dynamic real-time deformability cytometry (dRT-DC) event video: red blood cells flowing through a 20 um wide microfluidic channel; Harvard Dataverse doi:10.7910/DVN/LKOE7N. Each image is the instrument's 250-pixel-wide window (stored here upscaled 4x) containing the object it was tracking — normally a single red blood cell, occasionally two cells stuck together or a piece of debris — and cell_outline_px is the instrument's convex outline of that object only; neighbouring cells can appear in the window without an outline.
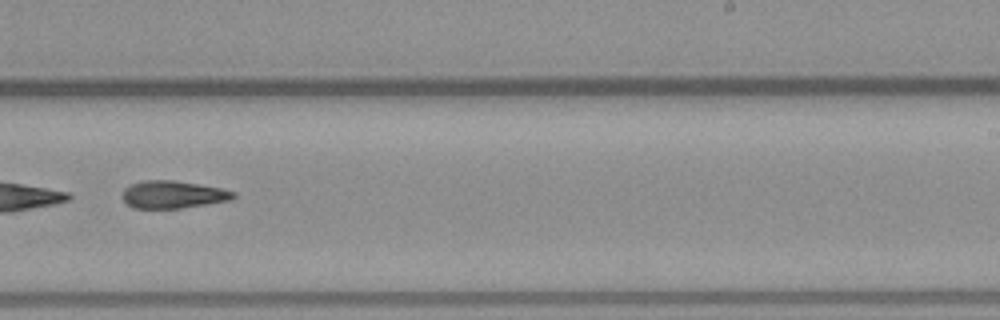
{"species": "common noctule bat (a hibernating species)", "species_latin": "Nyctalus noctula", "temperature_condition": "warm", "stored_images_in_passage": 37, "camera_frame_rate_fps": 3000, "um_per_image_px": 0.085, "animal": {"sex": "male", "body_mass_g": 23.1, "forearm_length_mm": 52.7}, "frame": {"image": 1, "passage_image": 21, "time_ms": 6.667, "image_size_px": [1000, 320], "cell_outline_px": [[236, 196], [232, 200], [184, 208], [132, 208], [124, 204], [120, 196], [124, 188], [132, 184], [144, 180], [172, 180], [220, 188], [236, 192]], "centroid_in_image_um": [14.66, 16.55], "position_along_channel_um": 274.3, "area_um2": 18.03}}